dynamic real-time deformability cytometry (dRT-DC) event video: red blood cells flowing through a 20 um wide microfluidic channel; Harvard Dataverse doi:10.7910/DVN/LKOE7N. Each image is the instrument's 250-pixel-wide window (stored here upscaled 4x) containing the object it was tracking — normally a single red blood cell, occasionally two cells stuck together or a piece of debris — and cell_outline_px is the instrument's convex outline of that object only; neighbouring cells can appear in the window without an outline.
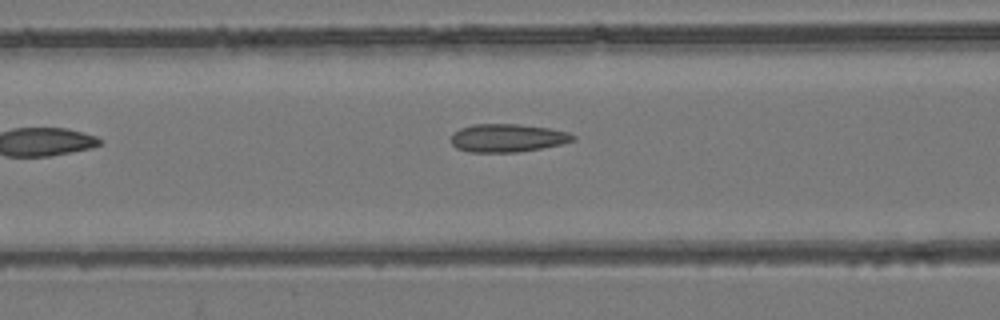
{"species": "common noctule bat (a hibernating species)", "species_latin": "Nyctalus noctula", "temperature_condition": "room temperature", "stored_images_in_passage": 6, "camera_frame_rate_fps": 3000, "um_per_image_px": 0.085, "animal": {"sex": "female", "body_mass_g": 24.6, "forearm_length_mm": 56.2}, "frame": {"image": 1, "passage_image": 6, "time_ms": 6.667, "image_size_px": [1000, 320], "cell_outline_px": [[576, 140], [560, 144], [540, 148], [516, 152], [468, 152], [456, 148], [448, 140], [452, 132], [460, 128], [472, 124], [516, 124], [548, 128], [568, 132], [576, 136]], "centroid_in_image_um": [43.07, 11.72], "position_along_channel_um": 123.5, "area_um2": 20.11}}